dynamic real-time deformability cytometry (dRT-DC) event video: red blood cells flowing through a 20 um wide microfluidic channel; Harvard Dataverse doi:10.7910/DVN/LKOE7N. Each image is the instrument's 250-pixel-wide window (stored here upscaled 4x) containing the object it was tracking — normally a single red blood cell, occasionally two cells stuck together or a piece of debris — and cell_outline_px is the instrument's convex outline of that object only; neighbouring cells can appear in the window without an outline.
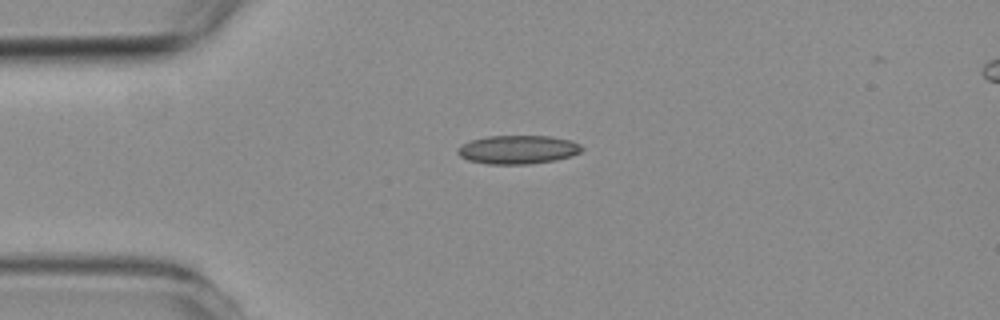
{"species": "common noctule bat (a hibernating species)", "species_latin": "Nyctalus noctula", "temperature_condition": "room temperature", "stored_images_in_passage": 6, "camera_frame_rate_fps": 3000, "um_per_image_px": 0.085, "animal": {"sex": "female", "body_mass_g": 19.3, "forearm_length_mm": 54.1}, "frame": {"image": 1, "passage_image": 6, "time_ms": 5.667, "image_size_px": [1000, 320], "cell_outline_px": [[584, 148], [580, 152], [572, 156], [556, 160], [528, 164], [488, 164], [468, 160], [460, 156], [456, 152], [456, 148], [460, 144], [472, 140], [488, 136], [548, 136], [568, 140], [580, 144]], "centroid_in_image_um": [43.99, 12.72], "position_along_channel_um": 41.0, "area_um2": 20.75}}